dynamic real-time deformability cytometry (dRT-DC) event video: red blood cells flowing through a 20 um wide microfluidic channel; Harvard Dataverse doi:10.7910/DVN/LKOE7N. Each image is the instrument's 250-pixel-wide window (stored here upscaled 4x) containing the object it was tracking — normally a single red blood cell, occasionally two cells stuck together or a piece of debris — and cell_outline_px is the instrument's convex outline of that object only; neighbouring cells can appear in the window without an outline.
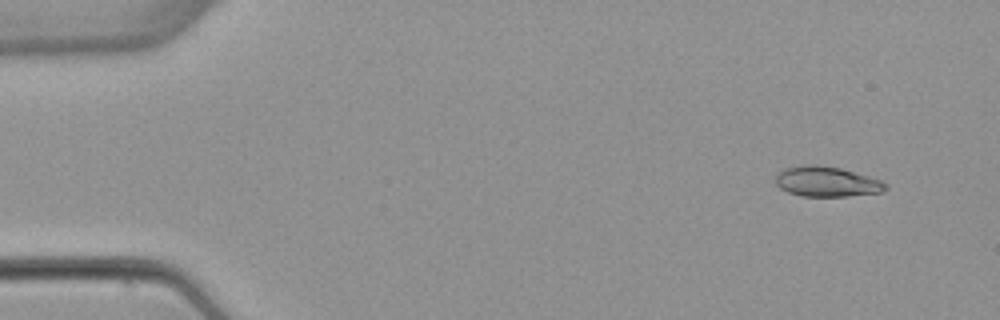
{"species": "common noctule bat (a hibernating species)", "species_latin": "Nyctalus noctula", "temperature_condition": "warm", "stored_images_in_passage": 2, "camera_frame_rate_fps": 3000, "um_per_image_px": 0.085, "animal": {"sex": "female", "body_mass_g": 22.7, "forearm_length_mm": 54.2}, "frame": {"image": 1, "passage_image": 2, "time_ms": 1.333, "image_size_px": [1000, 320], "cell_outline_px": [[888, 188], [880, 192], [848, 196], [800, 196], [788, 192], [780, 188], [776, 184], [776, 176], [784, 168], [804, 164], [816, 164], [840, 168], [868, 176], [880, 180], [888, 184]], "centroid_in_image_um": [70.26, 15.43], "position_along_channel_um": 14.7, "area_um2": 19.31}}